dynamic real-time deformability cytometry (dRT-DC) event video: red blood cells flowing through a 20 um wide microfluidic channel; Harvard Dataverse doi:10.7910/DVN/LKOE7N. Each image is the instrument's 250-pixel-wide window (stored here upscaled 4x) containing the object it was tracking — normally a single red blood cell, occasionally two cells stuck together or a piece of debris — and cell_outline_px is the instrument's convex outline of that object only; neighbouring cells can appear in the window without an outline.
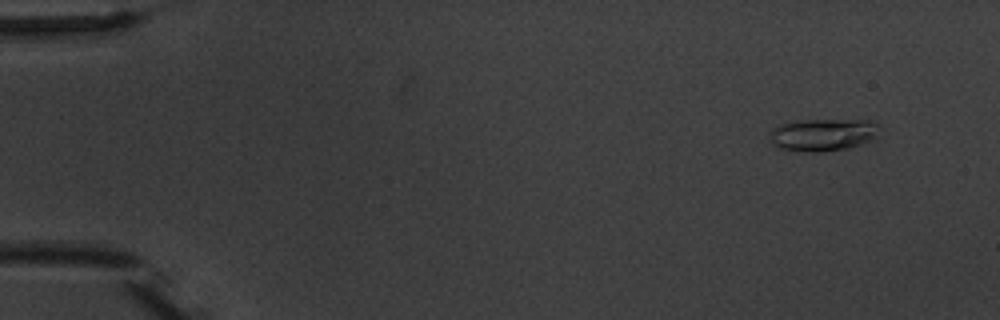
{"species": "common noctule bat (a hibernating species)", "species_latin": "Nyctalus noctula", "temperature_condition": "warm", "stored_images_in_passage": 7, "camera_frame_rate_fps": 3000, "um_per_image_px": 0.085, "animal": {"sex": "male", "body_mass_g": 20.1, "forearm_length_mm": 53.5}, "frame": {"image": 1, "passage_image": 2, "time_ms": 1.0, "image_size_px": [1000, 320], "cell_outline_px": [[876, 136], [872, 140], [848, 148], [820, 152], [812, 152], [780, 148], [772, 144], [772, 132], [780, 124], [796, 120], [872, 120], [876, 124]], "centroid_in_image_um": [69.96, 11.45], "position_along_channel_um": 15.0, "area_um2": 20.29}}